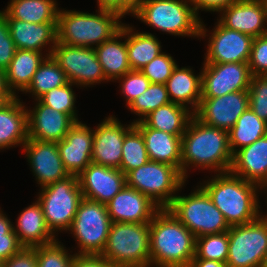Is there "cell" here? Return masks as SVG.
Here are the masks:
<instances>
[{
  "mask_svg": "<svg viewBox=\"0 0 267 267\" xmlns=\"http://www.w3.org/2000/svg\"><path fill=\"white\" fill-rule=\"evenodd\" d=\"M232 161L228 131L208 126L193 116L181 139L182 176L186 179L191 167L226 173Z\"/></svg>",
  "mask_w": 267,
  "mask_h": 267,
  "instance_id": "1",
  "label": "cell"
},
{
  "mask_svg": "<svg viewBox=\"0 0 267 267\" xmlns=\"http://www.w3.org/2000/svg\"><path fill=\"white\" fill-rule=\"evenodd\" d=\"M149 232L151 267H189L196 237L167 208L155 214Z\"/></svg>",
  "mask_w": 267,
  "mask_h": 267,
  "instance_id": "2",
  "label": "cell"
},
{
  "mask_svg": "<svg viewBox=\"0 0 267 267\" xmlns=\"http://www.w3.org/2000/svg\"><path fill=\"white\" fill-rule=\"evenodd\" d=\"M200 184L229 226L252 222L262 214L257 194L262 188L253 182L229 171L216 173L213 178Z\"/></svg>",
  "mask_w": 267,
  "mask_h": 267,
  "instance_id": "3",
  "label": "cell"
},
{
  "mask_svg": "<svg viewBox=\"0 0 267 267\" xmlns=\"http://www.w3.org/2000/svg\"><path fill=\"white\" fill-rule=\"evenodd\" d=\"M123 18L118 12L98 9L97 14L75 10H60L57 42L95 48L110 40L121 29Z\"/></svg>",
  "mask_w": 267,
  "mask_h": 267,
  "instance_id": "4",
  "label": "cell"
},
{
  "mask_svg": "<svg viewBox=\"0 0 267 267\" xmlns=\"http://www.w3.org/2000/svg\"><path fill=\"white\" fill-rule=\"evenodd\" d=\"M132 16L171 35L209 36L189 0H146Z\"/></svg>",
  "mask_w": 267,
  "mask_h": 267,
  "instance_id": "5",
  "label": "cell"
},
{
  "mask_svg": "<svg viewBox=\"0 0 267 267\" xmlns=\"http://www.w3.org/2000/svg\"><path fill=\"white\" fill-rule=\"evenodd\" d=\"M101 256L116 267H150L149 223H112Z\"/></svg>",
  "mask_w": 267,
  "mask_h": 267,
  "instance_id": "6",
  "label": "cell"
},
{
  "mask_svg": "<svg viewBox=\"0 0 267 267\" xmlns=\"http://www.w3.org/2000/svg\"><path fill=\"white\" fill-rule=\"evenodd\" d=\"M196 238L227 232L230 228L223 214L207 192L198 185L189 195H176L167 208Z\"/></svg>",
  "mask_w": 267,
  "mask_h": 267,
  "instance_id": "7",
  "label": "cell"
},
{
  "mask_svg": "<svg viewBox=\"0 0 267 267\" xmlns=\"http://www.w3.org/2000/svg\"><path fill=\"white\" fill-rule=\"evenodd\" d=\"M125 176L127 186L149 197L161 209L170 206L187 181L178 168L155 161H148Z\"/></svg>",
  "mask_w": 267,
  "mask_h": 267,
  "instance_id": "8",
  "label": "cell"
},
{
  "mask_svg": "<svg viewBox=\"0 0 267 267\" xmlns=\"http://www.w3.org/2000/svg\"><path fill=\"white\" fill-rule=\"evenodd\" d=\"M38 202L41 204L47 227L56 235L68 231L83 198L77 175L41 187ZM59 230V231H58Z\"/></svg>",
  "mask_w": 267,
  "mask_h": 267,
  "instance_id": "9",
  "label": "cell"
},
{
  "mask_svg": "<svg viewBox=\"0 0 267 267\" xmlns=\"http://www.w3.org/2000/svg\"><path fill=\"white\" fill-rule=\"evenodd\" d=\"M227 267H265L267 263V215L230 226Z\"/></svg>",
  "mask_w": 267,
  "mask_h": 267,
  "instance_id": "10",
  "label": "cell"
},
{
  "mask_svg": "<svg viewBox=\"0 0 267 267\" xmlns=\"http://www.w3.org/2000/svg\"><path fill=\"white\" fill-rule=\"evenodd\" d=\"M111 224L105 204L83 197L68 230L80 249L75 255H101L107 244Z\"/></svg>",
  "mask_w": 267,
  "mask_h": 267,
  "instance_id": "11",
  "label": "cell"
},
{
  "mask_svg": "<svg viewBox=\"0 0 267 267\" xmlns=\"http://www.w3.org/2000/svg\"><path fill=\"white\" fill-rule=\"evenodd\" d=\"M51 56L64 70L68 82L82 88L108 80L105 78L101 64L94 48L80 47L56 42Z\"/></svg>",
  "mask_w": 267,
  "mask_h": 267,
  "instance_id": "12",
  "label": "cell"
},
{
  "mask_svg": "<svg viewBox=\"0 0 267 267\" xmlns=\"http://www.w3.org/2000/svg\"><path fill=\"white\" fill-rule=\"evenodd\" d=\"M202 98H215L225 94L248 90L251 72L248 63H204Z\"/></svg>",
  "mask_w": 267,
  "mask_h": 267,
  "instance_id": "13",
  "label": "cell"
},
{
  "mask_svg": "<svg viewBox=\"0 0 267 267\" xmlns=\"http://www.w3.org/2000/svg\"><path fill=\"white\" fill-rule=\"evenodd\" d=\"M209 33L204 63H248L253 37L216 23Z\"/></svg>",
  "mask_w": 267,
  "mask_h": 267,
  "instance_id": "14",
  "label": "cell"
},
{
  "mask_svg": "<svg viewBox=\"0 0 267 267\" xmlns=\"http://www.w3.org/2000/svg\"><path fill=\"white\" fill-rule=\"evenodd\" d=\"M248 108V90L237 91L215 98H201L194 116L208 126L229 131Z\"/></svg>",
  "mask_w": 267,
  "mask_h": 267,
  "instance_id": "15",
  "label": "cell"
},
{
  "mask_svg": "<svg viewBox=\"0 0 267 267\" xmlns=\"http://www.w3.org/2000/svg\"><path fill=\"white\" fill-rule=\"evenodd\" d=\"M133 126V122L123 126L114 115L98 124L94 129L92 162L120 169L124 137Z\"/></svg>",
  "mask_w": 267,
  "mask_h": 267,
  "instance_id": "16",
  "label": "cell"
},
{
  "mask_svg": "<svg viewBox=\"0 0 267 267\" xmlns=\"http://www.w3.org/2000/svg\"><path fill=\"white\" fill-rule=\"evenodd\" d=\"M22 148L40 187L70 176L60 157L57 142L28 139Z\"/></svg>",
  "mask_w": 267,
  "mask_h": 267,
  "instance_id": "17",
  "label": "cell"
},
{
  "mask_svg": "<svg viewBox=\"0 0 267 267\" xmlns=\"http://www.w3.org/2000/svg\"><path fill=\"white\" fill-rule=\"evenodd\" d=\"M82 196L107 205L126 185V176L120 169L91 162L79 175Z\"/></svg>",
  "mask_w": 267,
  "mask_h": 267,
  "instance_id": "18",
  "label": "cell"
},
{
  "mask_svg": "<svg viewBox=\"0 0 267 267\" xmlns=\"http://www.w3.org/2000/svg\"><path fill=\"white\" fill-rule=\"evenodd\" d=\"M106 206L112 223H150L161 209L149 197L127 185Z\"/></svg>",
  "mask_w": 267,
  "mask_h": 267,
  "instance_id": "19",
  "label": "cell"
},
{
  "mask_svg": "<svg viewBox=\"0 0 267 267\" xmlns=\"http://www.w3.org/2000/svg\"><path fill=\"white\" fill-rule=\"evenodd\" d=\"M218 22L250 36L267 34V13L262 0H238L219 12Z\"/></svg>",
  "mask_w": 267,
  "mask_h": 267,
  "instance_id": "20",
  "label": "cell"
},
{
  "mask_svg": "<svg viewBox=\"0 0 267 267\" xmlns=\"http://www.w3.org/2000/svg\"><path fill=\"white\" fill-rule=\"evenodd\" d=\"M32 110L27 109L28 139L59 142L76 123L68 114L61 113L36 99Z\"/></svg>",
  "mask_w": 267,
  "mask_h": 267,
  "instance_id": "21",
  "label": "cell"
},
{
  "mask_svg": "<svg viewBox=\"0 0 267 267\" xmlns=\"http://www.w3.org/2000/svg\"><path fill=\"white\" fill-rule=\"evenodd\" d=\"M93 137L94 128L79 121L57 142L60 157L70 175L78 176L92 162Z\"/></svg>",
  "mask_w": 267,
  "mask_h": 267,
  "instance_id": "22",
  "label": "cell"
},
{
  "mask_svg": "<svg viewBox=\"0 0 267 267\" xmlns=\"http://www.w3.org/2000/svg\"><path fill=\"white\" fill-rule=\"evenodd\" d=\"M230 172L267 190V135L233 154ZM267 203V202H266Z\"/></svg>",
  "mask_w": 267,
  "mask_h": 267,
  "instance_id": "23",
  "label": "cell"
},
{
  "mask_svg": "<svg viewBox=\"0 0 267 267\" xmlns=\"http://www.w3.org/2000/svg\"><path fill=\"white\" fill-rule=\"evenodd\" d=\"M10 34L16 49L42 52L48 47V56L57 42V23H30L26 21L7 19Z\"/></svg>",
  "mask_w": 267,
  "mask_h": 267,
  "instance_id": "24",
  "label": "cell"
},
{
  "mask_svg": "<svg viewBox=\"0 0 267 267\" xmlns=\"http://www.w3.org/2000/svg\"><path fill=\"white\" fill-rule=\"evenodd\" d=\"M133 125L143 136L149 161L166 163L181 171L182 136L147 127L142 121L133 122Z\"/></svg>",
  "mask_w": 267,
  "mask_h": 267,
  "instance_id": "25",
  "label": "cell"
},
{
  "mask_svg": "<svg viewBox=\"0 0 267 267\" xmlns=\"http://www.w3.org/2000/svg\"><path fill=\"white\" fill-rule=\"evenodd\" d=\"M19 96L0 107V149L23 146L28 140L27 108Z\"/></svg>",
  "mask_w": 267,
  "mask_h": 267,
  "instance_id": "26",
  "label": "cell"
},
{
  "mask_svg": "<svg viewBox=\"0 0 267 267\" xmlns=\"http://www.w3.org/2000/svg\"><path fill=\"white\" fill-rule=\"evenodd\" d=\"M13 231L23 247L46 245L57 239V235L47 227L42 206L37 200L18 215Z\"/></svg>",
  "mask_w": 267,
  "mask_h": 267,
  "instance_id": "27",
  "label": "cell"
},
{
  "mask_svg": "<svg viewBox=\"0 0 267 267\" xmlns=\"http://www.w3.org/2000/svg\"><path fill=\"white\" fill-rule=\"evenodd\" d=\"M193 72L192 68L177 65L165 85L171 102L195 113L202 98V74L194 75Z\"/></svg>",
  "mask_w": 267,
  "mask_h": 267,
  "instance_id": "28",
  "label": "cell"
},
{
  "mask_svg": "<svg viewBox=\"0 0 267 267\" xmlns=\"http://www.w3.org/2000/svg\"><path fill=\"white\" fill-rule=\"evenodd\" d=\"M122 38H125L124 42L120 41ZM94 49L108 82L122 77L131 70L127 53L125 23L110 40L103 42Z\"/></svg>",
  "mask_w": 267,
  "mask_h": 267,
  "instance_id": "29",
  "label": "cell"
},
{
  "mask_svg": "<svg viewBox=\"0 0 267 267\" xmlns=\"http://www.w3.org/2000/svg\"><path fill=\"white\" fill-rule=\"evenodd\" d=\"M42 53L34 50L16 49L11 63L5 70V82L13 97H17L16 92L18 91L24 93L31 84L34 73L48 56V53L45 55Z\"/></svg>",
  "mask_w": 267,
  "mask_h": 267,
  "instance_id": "30",
  "label": "cell"
},
{
  "mask_svg": "<svg viewBox=\"0 0 267 267\" xmlns=\"http://www.w3.org/2000/svg\"><path fill=\"white\" fill-rule=\"evenodd\" d=\"M56 0H10L5 10L0 12L7 19L30 23H58L60 9Z\"/></svg>",
  "mask_w": 267,
  "mask_h": 267,
  "instance_id": "31",
  "label": "cell"
},
{
  "mask_svg": "<svg viewBox=\"0 0 267 267\" xmlns=\"http://www.w3.org/2000/svg\"><path fill=\"white\" fill-rule=\"evenodd\" d=\"M194 113L188 108L170 102L151 111L141 121L150 128L183 136Z\"/></svg>",
  "mask_w": 267,
  "mask_h": 267,
  "instance_id": "32",
  "label": "cell"
},
{
  "mask_svg": "<svg viewBox=\"0 0 267 267\" xmlns=\"http://www.w3.org/2000/svg\"><path fill=\"white\" fill-rule=\"evenodd\" d=\"M134 30L129 24L126 25L128 60L131 70H140L162 53V46L154 34Z\"/></svg>",
  "mask_w": 267,
  "mask_h": 267,
  "instance_id": "33",
  "label": "cell"
},
{
  "mask_svg": "<svg viewBox=\"0 0 267 267\" xmlns=\"http://www.w3.org/2000/svg\"><path fill=\"white\" fill-rule=\"evenodd\" d=\"M228 135L230 149L234 154L237 150L266 136L267 123L248 108L228 131Z\"/></svg>",
  "mask_w": 267,
  "mask_h": 267,
  "instance_id": "34",
  "label": "cell"
},
{
  "mask_svg": "<svg viewBox=\"0 0 267 267\" xmlns=\"http://www.w3.org/2000/svg\"><path fill=\"white\" fill-rule=\"evenodd\" d=\"M68 83L64 70L57 65L51 55L46 56L38 70L34 73L29 87L24 93H31L34 100L39 99L46 92L64 86Z\"/></svg>",
  "mask_w": 267,
  "mask_h": 267,
  "instance_id": "35",
  "label": "cell"
},
{
  "mask_svg": "<svg viewBox=\"0 0 267 267\" xmlns=\"http://www.w3.org/2000/svg\"><path fill=\"white\" fill-rule=\"evenodd\" d=\"M149 161L141 132L133 126L124 137L120 170L126 175L129 171Z\"/></svg>",
  "mask_w": 267,
  "mask_h": 267,
  "instance_id": "36",
  "label": "cell"
},
{
  "mask_svg": "<svg viewBox=\"0 0 267 267\" xmlns=\"http://www.w3.org/2000/svg\"><path fill=\"white\" fill-rule=\"evenodd\" d=\"M165 84L150 83L149 87L128 106L131 112L139 116L134 122L141 121L151 111L170 103ZM141 117V118H140Z\"/></svg>",
  "mask_w": 267,
  "mask_h": 267,
  "instance_id": "37",
  "label": "cell"
},
{
  "mask_svg": "<svg viewBox=\"0 0 267 267\" xmlns=\"http://www.w3.org/2000/svg\"><path fill=\"white\" fill-rule=\"evenodd\" d=\"M229 247L228 231L196 238L195 256L193 259L216 260L227 262Z\"/></svg>",
  "mask_w": 267,
  "mask_h": 267,
  "instance_id": "38",
  "label": "cell"
},
{
  "mask_svg": "<svg viewBox=\"0 0 267 267\" xmlns=\"http://www.w3.org/2000/svg\"><path fill=\"white\" fill-rule=\"evenodd\" d=\"M72 86L74 84L68 82L64 86L46 92L39 100L54 110L68 114L75 122H79L75 107L76 95Z\"/></svg>",
  "mask_w": 267,
  "mask_h": 267,
  "instance_id": "39",
  "label": "cell"
},
{
  "mask_svg": "<svg viewBox=\"0 0 267 267\" xmlns=\"http://www.w3.org/2000/svg\"><path fill=\"white\" fill-rule=\"evenodd\" d=\"M37 267H71L75 254L68 253L58 241L36 246Z\"/></svg>",
  "mask_w": 267,
  "mask_h": 267,
  "instance_id": "40",
  "label": "cell"
},
{
  "mask_svg": "<svg viewBox=\"0 0 267 267\" xmlns=\"http://www.w3.org/2000/svg\"><path fill=\"white\" fill-rule=\"evenodd\" d=\"M174 58L170 54L162 52L150 63L140 69L151 83L166 84L177 66Z\"/></svg>",
  "mask_w": 267,
  "mask_h": 267,
  "instance_id": "41",
  "label": "cell"
},
{
  "mask_svg": "<svg viewBox=\"0 0 267 267\" xmlns=\"http://www.w3.org/2000/svg\"><path fill=\"white\" fill-rule=\"evenodd\" d=\"M249 92V108L267 123V76H252Z\"/></svg>",
  "mask_w": 267,
  "mask_h": 267,
  "instance_id": "42",
  "label": "cell"
},
{
  "mask_svg": "<svg viewBox=\"0 0 267 267\" xmlns=\"http://www.w3.org/2000/svg\"><path fill=\"white\" fill-rule=\"evenodd\" d=\"M116 80L121 82L120 90L124 94L127 107L135 98L145 92L151 83L140 70H130Z\"/></svg>",
  "mask_w": 267,
  "mask_h": 267,
  "instance_id": "43",
  "label": "cell"
},
{
  "mask_svg": "<svg viewBox=\"0 0 267 267\" xmlns=\"http://www.w3.org/2000/svg\"><path fill=\"white\" fill-rule=\"evenodd\" d=\"M248 65L252 76H267V34L253 38Z\"/></svg>",
  "mask_w": 267,
  "mask_h": 267,
  "instance_id": "44",
  "label": "cell"
},
{
  "mask_svg": "<svg viewBox=\"0 0 267 267\" xmlns=\"http://www.w3.org/2000/svg\"><path fill=\"white\" fill-rule=\"evenodd\" d=\"M16 52L7 18L0 12V69L5 71Z\"/></svg>",
  "mask_w": 267,
  "mask_h": 267,
  "instance_id": "45",
  "label": "cell"
},
{
  "mask_svg": "<svg viewBox=\"0 0 267 267\" xmlns=\"http://www.w3.org/2000/svg\"><path fill=\"white\" fill-rule=\"evenodd\" d=\"M2 267H37L36 247H22Z\"/></svg>",
  "mask_w": 267,
  "mask_h": 267,
  "instance_id": "46",
  "label": "cell"
},
{
  "mask_svg": "<svg viewBox=\"0 0 267 267\" xmlns=\"http://www.w3.org/2000/svg\"><path fill=\"white\" fill-rule=\"evenodd\" d=\"M22 247L14 231L10 234H5V238H0V260L2 262L8 260Z\"/></svg>",
  "mask_w": 267,
  "mask_h": 267,
  "instance_id": "47",
  "label": "cell"
},
{
  "mask_svg": "<svg viewBox=\"0 0 267 267\" xmlns=\"http://www.w3.org/2000/svg\"><path fill=\"white\" fill-rule=\"evenodd\" d=\"M71 267H116L101 255H75Z\"/></svg>",
  "mask_w": 267,
  "mask_h": 267,
  "instance_id": "48",
  "label": "cell"
},
{
  "mask_svg": "<svg viewBox=\"0 0 267 267\" xmlns=\"http://www.w3.org/2000/svg\"><path fill=\"white\" fill-rule=\"evenodd\" d=\"M194 7L195 12L199 16L198 12L209 11V12H220L230 4L237 2L238 0H189Z\"/></svg>",
  "mask_w": 267,
  "mask_h": 267,
  "instance_id": "49",
  "label": "cell"
},
{
  "mask_svg": "<svg viewBox=\"0 0 267 267\" xmlns=\"http://www.w3.org/2000/svg\"><path fill=\"white\" fill-rule=\"evenodd\" d=\"M98 9L118 12L123 17V0H97Z\"/></svg>",
  "mask_w": 267,
  "mask_h": 267,
  "instance_id": "50",
  "label": "cell"
},
{
  "mask_svg": "<svg viewBox=\"0 0 267 267\" xmlns=\"http://www.w3.org/2000/svg\"><path fill=\"white\" fill-rule=\"evenodd\" d=\"M13 226L7 215L0 210V238H5V234H10L13 231Z\"/></svg>",
  "mask_w": 267,
  "mask_h": 267,
  "instance_id": "51",
  "label": "cell"
},
{
  "mask_svg": "<svg viewBox=\"0 0 267 267\" xmlns=\"http://www.w3.org/2000/svg\"><path fill=\"white\" fill-rule=\"evenodd\" d=\"M189 267H227V265L216 260L192 259Z\"/></svg>",
  "mask_w": 267,
  "mask_h": 267,
  "instance_id": "52",
  "label": "cell"
},
{
  "mask_svg": "<svg viewBox=\"0 0 267 267\" xmlns=\"http://www.w3.org/2000/svg\"><path fill=\"white\" fill-rule=\"evenodd\" d=\"M146 0H123V17L125 15H130L145 2Z\"/></svg>",
  "mask_w": 267,
  "mask_h": 267,
  "instance_id": "53",
  "label": "cell"
},
{
  "mask_svg": "<svg viewBox=\"0 0 267 267\" xmlns=\"http://www.w3.org/2000/svg\"><path fill=\"white\" fill-rule=\"evenodd\" d=\"M0 95H12L5 82V71L0 69Z\"/></svg>",
  "mask_w": 267,
  "mask_h": 267,
  "instance_id": "54",
  "label": "cell"
},
{
  "mask_svg": "<svg viewBox=\"0 0 267 267\" xmlns=\"http://www.w3.org/2000/svg\"><path fill=\"white\" fill-rule=\"evenodd\" d=\"M12 98V95H0V107L7 101H10Z\"/></svg>",
  "mask_w": 267,
  "mask_h": 267,
  "instance_id": "55",
  "label": "cell"
},
{
  "mask_svg": "<svg viewBox=\"0 0 267 267\" xmlns=\"http://www.w3.org/2000/svg\"><path fill=\"white\" fill-rule=\"evenodd\" d=\"M262 1H263V3H264L265 11H266V13H267V0H262Z\"/></svg>",
  "mask_w": 267,
  "mask_h": 267,
  "instance_id": "56",
  "label": "cell"
},
{
  "mask_svg": "<svg viewBox=\"0 0 267 267\" xmlns=\"http://www.w3.org/2000/svg\"><path fill=\"white\" fill-rule=\"evenodd\" d=\"M2 265H3V262L0 260V267H2Z\"/></svg>",
  "mask_w": 267,
  "mask_h": 267,
  "instance_id": "57",
  "label": "cell"
}]
</instances>
